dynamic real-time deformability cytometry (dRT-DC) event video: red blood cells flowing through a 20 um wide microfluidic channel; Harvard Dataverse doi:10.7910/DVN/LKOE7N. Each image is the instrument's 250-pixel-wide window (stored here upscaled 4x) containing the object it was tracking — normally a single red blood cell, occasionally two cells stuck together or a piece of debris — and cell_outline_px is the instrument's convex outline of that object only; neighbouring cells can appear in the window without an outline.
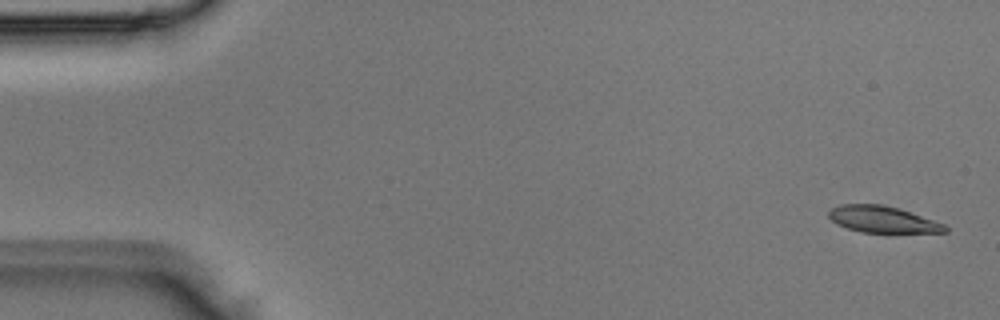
{"species": "Egyptian fruit bat (a non-hibernating species)", "species_latin": "Rousettus aegyptiacus", "temperature_condition": "room temperature", "stored_images_in_passage": 3, "camera_frame_rate_fps": 3000, "um_per_image_px": 0.085, "animal": {"sex": "male"}, "frame": {"image": 1, "passage_image": 1, "time_ms": 0.0, "image_size_px": [1000, 320], "cell_outline_px": [[948, 232], [860, 232], [836, 224], [828, 216], [828, 212], [832, 208], [840, 204], [880, 204], [900, 208], [944, 224], [948, 228]], "centroid_in_image_um": [75.0, 18.64], "position_along_channel_um": 10.0, "area_um2": 17.86}}